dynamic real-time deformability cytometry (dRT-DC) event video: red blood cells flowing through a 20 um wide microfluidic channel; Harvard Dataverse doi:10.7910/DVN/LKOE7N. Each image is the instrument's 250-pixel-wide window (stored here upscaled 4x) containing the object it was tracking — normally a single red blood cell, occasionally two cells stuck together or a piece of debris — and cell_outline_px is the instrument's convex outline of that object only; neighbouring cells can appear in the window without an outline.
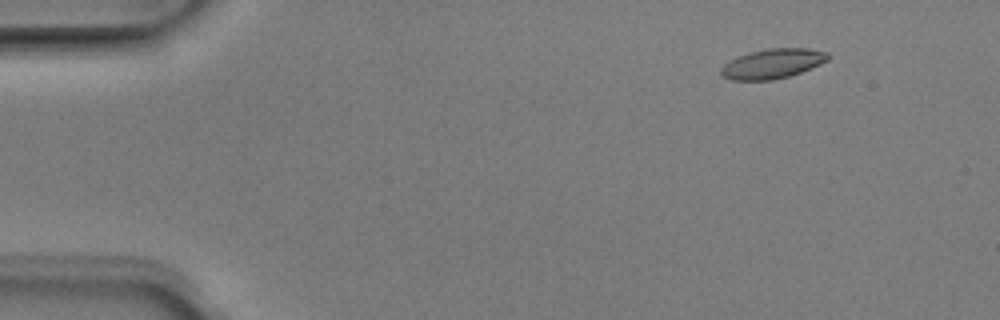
{"species": "Egyptian fruit bat (a non-hibernating species)", "species_latin": "Rousettus aegyptiacus", "temperature_condition": "room temperature", "stored_images_in_passage": 5, "camera_frame_rate_fps": 3000, "um_per_image_px": 0.085, "animal": {"sex": "male"}, "frame": {"image": 1, "passage_image": 2, "time_ms": 0.333, "image_size_px": [1000, 320], "cell_outline_px": [[832, 56], [828, 60], [820, 64], [800, 72], [788, 76], [772, 80], [732, 80], [720, 76], [720, 68], [724, 64], [740, 56], [752, 52], [768, 48], [808, 48], [828, 52]], "centroid_in_image_um": [65.69, 5.41], "position_along_channel_um": 19.3, "area_um2": 18.44}}
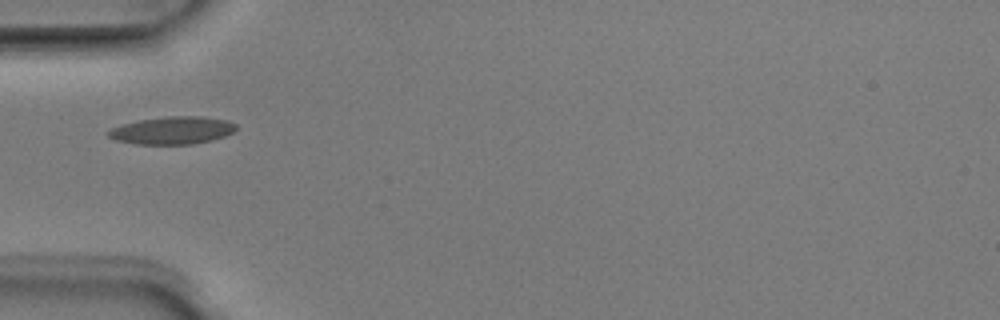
{"frame": {"image": 2, "passage_image": 5, "time_ms": 1.333, "image_size_px": [1000, 320], "cell_outline_px": [[236, 128], [232, 132], [224, 136], [212, 140], [192, 144], [136, 144], [116, 140], [108, 136], [104, 132], [112, 128], [124, 124], [140, 120], [168, 116], [200, 116], [228, 120], [236, 124]], "centroid_in_image_um": [14.65, 11.08], "position_along_channel_um": 70.4, "area_um2": 20.46}}